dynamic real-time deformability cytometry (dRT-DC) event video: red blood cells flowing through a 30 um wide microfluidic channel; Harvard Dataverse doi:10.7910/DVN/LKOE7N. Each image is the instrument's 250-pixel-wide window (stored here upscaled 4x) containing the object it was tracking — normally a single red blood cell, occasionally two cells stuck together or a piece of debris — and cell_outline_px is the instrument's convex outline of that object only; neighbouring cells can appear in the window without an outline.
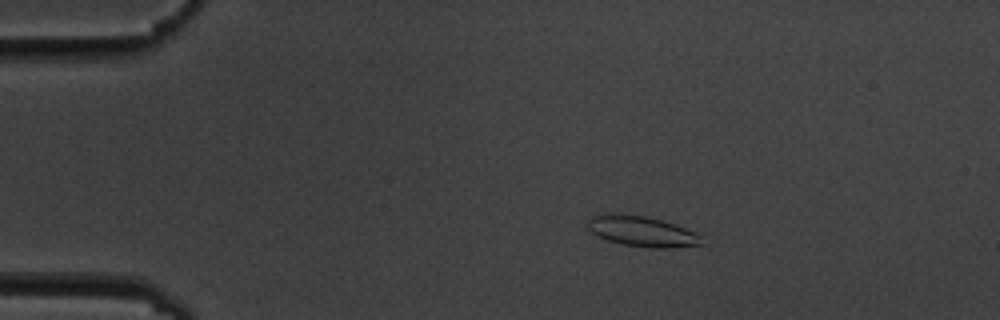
{"species": "common noctule bat (a hibernating species)", "species_latin": "Nyctalus noctula", "temperature_condition": "cold", "stored_images_in_passage": 6, "camera_frame_rate_fps": 3000, "um_per_image_px": 0.085, "animal": {"sex": "male", "body_mass_g": 19.5, "forearm_length_mm": 54.6}, "frame": {"image": 1, "passage_image": 2, "time_ms": 1.0, "image_size_px": [1000, 320], "cell_outline_px": [[704, 244], [668, 248], [652, 248], [624, 244], [608, 240], [592, 232], [588, 228], [588, 220], [592, 216], [612, 212], [616, 212], [644, 216], [660, 220], [696, 232], [704, 236]], "centroid_in_image_um": [54.6, 19.66], "position_along_channel_um": 30.4, "area_um2": 20.17}}
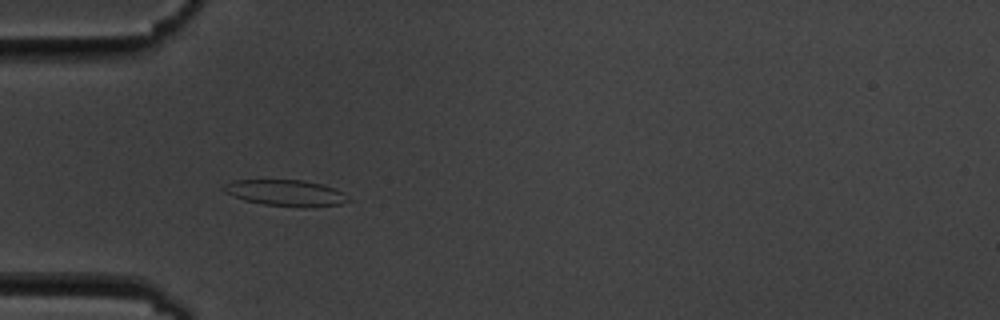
{"frame": {"image": 2, "passage_image": 4, "time_ms": 3.333, "image_size_px": [1000, 320], "cell_outline_px": [[352, 200], [340, 204], [304, 208], [264, 204], [244, 200], [232, 196], [224, 192], [220, 188], [224, 184], [236, 180], [304, 180], [324, 184], [336, 188], [344, 192]], "centroid_in_image_um": [24.32, 16.4], "position_along_channel_um": 60.7, "area_um2": 19.36}}
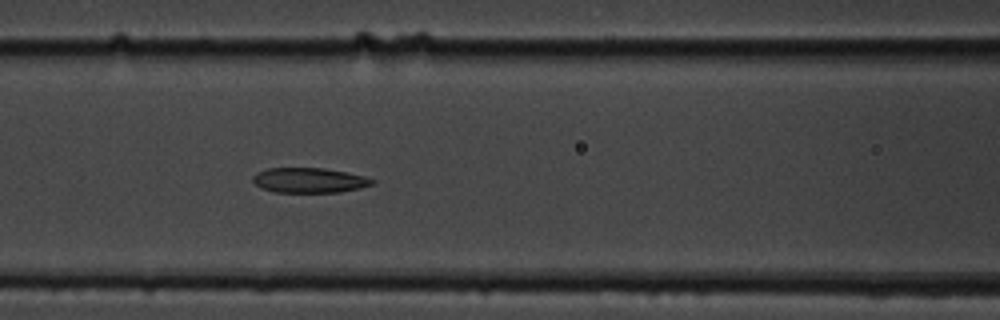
{"frame": {"image": 3, "passage_image": 6, "time_ms": 5.667, "image_size_px": [1000, 320], "cell_outline_px": [[376, 184], [360, 188], [340, 192], [276, 192], [260, 188], [252, 180], [252, 176], [256, 172], [268, 168], [324, 168], [348, 172], [364, 176], [376, 180]], "centroid_in_image_um": [26.31, 15.32], "position_along_channel_um": 140.3, "area_um2": 17.57}}